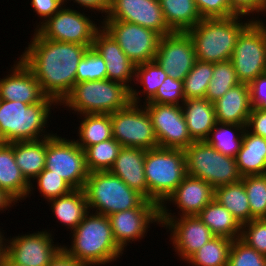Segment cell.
Listing matches in <instances>:
<instances>
[{
  "instance_id": "24",
  "label": "cell",
  "mask_w": 266,
  "mask_h": 266,
  "mask_svg": "<svg viewBox=\"0 0 266 266\" xmlns=\"http://www.w3.org/2000/svg\"><path fill=\"white\" fill-rule=\"evenodd\" d=\"M216 121L247 126L252 110L249 84L239 83L213 102Z\"/></svg>"
},
{
  "instance_id": "40",
  "label": "cell",
  "mask_w": 266,
  "mask_h": 266,
  "mask_svg": "<svg viewBox=\"0 0 266 266\" xmlns=\"http://www.w3.org/2000/svg\"><path fill=\"white\" fill-rule=\"evenodd\" d=\"M241 181L247 192L251 216L266 218V174L245 176Z\"/></svg>"
},
{
  "instance_id": "13",
  "label": "cell",
  "mask_w": 266,
  "mask_h": 266,
  "mask_svg": "<svg viewBox=\"0 0 266 266\" xmlns=\"http://www.w3.org/2000/svg\"><path fill=\"white\" fill-rule=\"evenodd\" d=\"M102 27L120 45L125 55L135 64L155 60L161 35L135 23L103 20Z\"/></svg>"
},
{
  "instance_id": "2",
  "label": "cell",
  "mask_w": 266,
  "mask_h": 266,
  "mask_svg": "<svg viewBox=\"0 0 266 266\" xmlns=\"http://www.w3.org/2000/svg\"><path fill=\"white\" fill-rule=\"evenodd\" d=\"M89 211L83 221L71 232L72 245L63 248L78 262L89 266L116 261L123 250L114 240L107 216Z\"/></svg>"
},
{
  "instance_id": "20",
  "label": "cell",
  "mask_w": 266,
  "mask_h": 266,
  "mask_svg": "<svg viewBox=\"0 0 266 266\" xmlns=\"http://www.w3.org/2000/svg\"><path fill=\"white\" fill-rule=\"evenodd\" d=\"M15 63L10 74L0 78V99L21 101L30 105L37 102H56L43 93L36 77L21 59Z\"/></svg>"
},
{
  "instance_id": "54",
  "label": "cell",
  "mask_w": 266,
  "mask_h": 266,
  "mask_svg": "<svg viewBox=\"0 0 266 266\" xmlns=\"http://www.w3.org/2000/svg\"><path fill=\"white\" fill-rule=\"evenodd\" d=\"M5 238L6 237H4V234H2V232L0 231V261L5 256V248H6V239Z\"/></svg>"
},
{
  "instance_id": "35",
  "label": "cell",
  "mask_w": 266,
  "mask_h": 266,
  "mask_svg": "<svg viewBox=\"0 0 266 266\" xmlns=\"http://www.w3.org/2000/svg\"><path fill=\"white\" fill-rule=\"evenodd\" d=\"M245 129L244 125L217 122L206 141L222 154L236 157Z\"/></svg>"
},
{
  "instance_id": "32",
  "label": "cell",
  "mask_w": 266,
  "mask_h": 266,
  "mask_svg": "<svg viewBox=\"0 0 266 266\" xmlns=\"http://www.w3.org/2000/svg\"><path fill=\"white\" fill-rule=\"evenodd\" d=\"M214 198L228 209L241 225L254 219L251 216L247 192L241 180L216 187Z\"/></svg>"
},
{
  "instance_id": "51",
  "label": "cell",
  "mask_w": 266,
  "mask_h": 266,
  "mask_svg": "<svg viewBox=\"0 0 266 266\" xmlns=\"http://www.w3.org/2000/svg\"><path fill=\"white\" fill-rule=\"evenodd\" d=\"M47 266H89L85 263L78 262L63 247L53 257Z\"/></svg>"
},
{
  "instance_id": "48",
  "label": "cell",
  "mask_w": 266,
  "mask_h": 266,
  "mask_svg": "<svg viewBox=\"0 0 266 266\" xmlns=\"http://www.w3.org/2000/svg\"><path fill=\"white\" fill-rule=\"evenodd\" d=\"M249 87L252 108L266 110V72L253 80Z\"/></svg>"
},
{
  "instance_id": "15",
  "label": "cell",
  "mask_w": 266,
  "mask_h": 266,
  "mask_svg": "<svg viewBox=\"0 0 266 266\" xmlns=\"http://www.w3.org/2000/svg\"><path fill=\"white\" fill-rule=\"evenodd\" d=\"M150 115L160 148H188L191 138L181 106L157 103H144Z\"/></svg>"
},
{
  "instance_id": "6",
  "label": "cell",
  "mask_w": 266,
  "mask_h": 266,
  "mask_svg": "<svg viewBox=\"0 0 266 266\" xmlns=\"http://www.w3.org/2000/svg\"><path fill=\"white\" fill-rule=\"evenodd\" d=\"M144 171L149 200L160 206L187 176L185 151L160 147L146 150Z\"/></svg>"
},
{
  "instance_id": "43",
  "label": "cell",
  "mask_w": 266,
  "mask_h": 266,
  "mask_svg": "<svg viewBox=\"0 0 266 266\" xmlns=\"http://www.w3.org/2000/svg\"><path fill=\"white\" fill-rule=\"evenodd\" d=\"M40 194L49 201L69 194L73 188L61 177L52 174L51 170L43 169L35 178Z\"/></svg>"
},
{
  "instance_id": "31",
  "label": "cell",
  "mask_w": 266,
  "mask_h": 266,
  "mask_svg": "<svg viewBox=\"0 0 266 266\" xmlns=\"http://www.w3.org/2000/svg\"><path fill=\"white\" fill-rule=\"evenodd\" d=\"M159 3L173 32H187L202 20L195 0H159Z\"/></svg>"
},
{
  "instance_id": "1",
  "label": "cell",
  "mask_w": 266,
  "mask_h": 266,
  "mask_svg": "<svg viewBox=\"0 0 266 266\" xmlns=\"http://www.w3.org/2000/svg\"><path fill=\"white\" fill-rule=\"evenodd\" d=\"M88 46L43 38L36 30L19 57L32 71L43 93L58 104L76 84L77 67Z\"/></svg>"
},
{
  "instance_id": "21",
  "label": "cell",
  "mask_w": 266,
  "mask_h": 266,
  "mask_svg": "<svg viewBox=\"0 0 266 266\" xmlns=\"http://www.w3.org/2000/svg\"><path fill=\"white\" fill-rule=\"evenodd\" d=\"M92 48L106 64L107 79L124 84L129 89L134 81L136 65L125 55L120 45L101 26L96 32Z\"/></svg>"
},
{
  "instance_id": "14",
  "label": "cell",
  "mask_w": 266,
  "mask_h": 266,
  "mask_svg": "<svg viewBox=\"0 0 266 266\" xmlns=\"http://www.w3.org/2000/svg\"><path fill=\"white\" fill-rule=\"evenodd\" d=\"M168 211L167 205H160V226L171 231L170 239L175 252L186 262L214 235L197 215L177 218Z\"/></svg>"
},
{
  "instance_id": "41",
  "label": "cell",
  "mask_w": 266,
  "mask_h": 266,
  "mask_svg": "<svg viewBox=\"0 0 266 266\" xmlns=\"http://www.w3.org/2000/svg\"><path fill=\"white\" fill-rule=\"evenodd\" d=\"M107 79L106 64L103 58L90 47L78 64L76 83Z\"/></svg>"
},
{
  "instance_id": "11",
  "label": "cell",
  "mask_w": 266,
  "mask_h": 266,
  "mask_svg": "<svg viewBox=\"0 0 266 266\" xmlns=\"http://www.w3.org/2000/svg\"><path fill=\"white\" fill-rule=\"evenodd\" d=\"M111 122L113 138L122 147L146 150L158 147L155 130L144 105L131 102L126 108L112 113Z\"/></svg>"
},
{
  "instance_id": "39",
  "label": "cell",
  "mask_w": 266,
  "mask_h": 266,
  "mask_svg": "<svg viewBox=\"0 0 266 266\" xmlns=\"http://www.w3.org/2000/svg\"><path fill=\"white\" fill-rule=\"evenodd\" d=\"M239 83L235 68L230 60L213 63V77L210 79L205 98L213 103Z\"/></svg>"
},
{
  "instance_id": "44",
  "label": "cell",
  "mask_w": 266,
  "mask_h": 266,
  "mask_svg": "<svg viewBox=\"0 0 266 266\" xmlns=\"http://www.w3.org/2000/svg\"><path fill=\"white\" fill-rule=\"evenodd\" d=\"M240 239L266 256V218L242 224Z\"/></svg>"
},
{
  "instance_id": "29",
  "label": "cell",
  "mask_w": 266,
  "mask_h": 266,
  "mask_svg": "<svg viewBox=\"0 0 266 266\" xmlns=\"http://www.w3.org/2000/svg\"><path fill=\"white\" fill-rule=\"evenodd\" d=\"M52 213L70 229L71 232L83 221L89 212L86 195L83 189H73L69 194L51 199Z\"/></svg>"
},
{
  "instance_id": "42",
  "label": "cell",
  "mask_w": 266,
  "mask_h": 266,
  "mask_svg": "<svg viewBox=\"0 0 266 266\" xmlns=\"http://www.w3.org/2000/svg\"><path fill=\"white\" fill-rule=\"evenodd\" d=\"M228 266H266V256L249 247L240 238L234 239L229 252Z\"/></svg>"
},
{
  "instance_id": "9",
  "label": "cell",
  "mask_w": 266,
  "mask_h": 266,
  "mask_svg": "<svg viewBox=\"0 0 266 266\" xmlns=\"http://www.w3.org/2000/svg\"><path fill=\"white\" fill-rule=\"evenodd\" d=\"M230 61L240 83L250 84L266 72V25L252 20L239 34Z\"/></svg>"
},
{
  "instance_id": "30",
  "label": "cell",
  "mask_w": 266,
  "mask_h": 266,
  "mask_svg": "<svg viewBox=\"0 0 266 266\" xmlns=\"http://www.w3.org/2000/svg\"><path fill=\"white\" fill-rule=\"evenodd\" d=\"M211 230L214 236L238 239L241 236L242 225L215 198L197 215Z\"/></svg>"
},
{
  "instance_id": "5",
  "label": "cell",
  "mask_w": 266,
  "mask_h": 266,
  "mask_svg": "<svg viewBox=\"0 0 266 266\" xmlns=\"http://www.w3.org/2000/svg\"><path fill=\"white\" fill-rule=\"evenodd\" d=\"M131 103L130 89L124 84L105 80L76 83L60 103L79 115L112 114Z\"/></svg>"
},
{
  "instance_id": "55",
  "label": "cell",
  "mask_w": 266,
  "mask_h": 266,
  "mask_svg": "<svg viewBox=\"0 0 266 266\" xmlns=\"http://www.w3.org/2000/svg\"><path fill=\"white\" fill-rule=\"evenodd\" d=\"M0 266H23L20 264H15L13 261H11L6 255L2 258L0 261Z\"/></svg>"
},
{
  "instance_id": "47",
  "label": "cell",
  "mask_w": 266,
  "mask_h": 266,
  "mask_svg": "<svg viewBox=\"0 0 266 266\" xmlns=\"http://www.w3.org/2000/svg\"><path fill=\"white\" fill-rule=\"evenodd\" d=\"M232 16H246L266 13V0H229ZM265 11V12H264ZM256 12V13H255Z\"/></svg>"
},
{
  "instance_id": "49",
  "label": "cell",
  "mask_w": 266,
  "mask_h": 266,
  "mask_svg": "<svg viewBox=\"0 0 266 266\" xmlns=\"http://www.w3.org/2000/svg\"><path fill=\"white\" fill-rule=\"evenodd\" d=\"M63 0H31V6L34 8V12L37 13L38 17L44 20L40 21L39 25L36 26L35 30L45 22L49 17H52L63 7Z\"/></svg>"
},
{
  "instance_id": "27",
  "label": "cell",
  "mask_w": 266,
  "mask_h": 266,
  "mask_svg": "<svg viewBox=\"0 0 266 266\" xmlns=\"http://www.w3.org/2000/svg\"><path fill=\"white\" fill-rule=\"evenodd\" d=\"M235 159L242 177L266 174V138L245 129L242 145Z\"/></svg>"
},
{
  "instance_id": "18",
  "label": "cell",
  "mask_w": 266,
  "mask_h": 266,
  "mask_svg": "<svg viewBox=\"0 0 266 266\" xmlns=\"http://www.w3.org/2000/svg\"><path fill=\"white\" fill-rule=\"evenodd\" d=\"M193 41L187 32L161 37L155 61L173 79L183 81L196 62Z\"/></svg>"
},
{
  "instance_id": "34",
  "label": "cell",
  "mask_w": 266,
  "mask_h": 266,
  "mask_svg": "<svg viewBox=\"0 0 266 266\" xmlns=\"http://www.w3.org/2000/svg\"><path fill=\"white\" fill-rule=\"evenodd\" d=\"M167 76L168 74L155 60L136 65L134 81H136V84L143 85L144 89L143 91H138L132 87L130 89L131 102L139 104L141 102L140 94L142 93L143 96L144 94L146 95L144 103H148L155 96Z\"/></svg>"
},
{
  "instance_id": "26",
  "label": "cell",
  "mask_w": 266,
  "mask_h": 266,
  "mask_svg": "<svg viewBox=\"0 0 266 266\" xmlns=\"http://www.w3.org/2000/svg\"><path fill=\"white\" fill-rule=\"evenodd\" d=\"M181 107L191 138L206 140L217 123L213 103L206 98L187 99Z\"/></svg>"
},
{
  "instance_id": "37",
  "label": "cell",
  "mask_w": 266,
  "mask_h": 266,
  "mask_svg": "<svg viewBox=\"0 0 266 266\" xmlns=\"http://www.w3.org/2000/svg\"><path fill=\"white\" fill-rule=\"evenodd\" d=\"M121 148L114 138L87 147L84 151L89 172L109 171Z\"/></svg>"
},
{
  "instance_id": "16",
  "label": "cell",
  "mask_w": 266,
  "mask_h": 266,
  "mask_svg": "<svg viewBox=\"0 0 266 266\" xmlns=\"http://www.w3.org/2000/svg\"><path fill=\"white\" fill-rule=\"evenodd\" d=\"M108 218L114 240L124 251V248L129 245L128 243L144 238L150 223L156 222L161 224L160 206L157 203L144 199L136 208L116 212L108 216Z\"/></svg>"
},
{
  "instance_id": "36",
  "label": "cell",
  "mask_w": 266,
  "mask_h": 266,
  "mask_svg": "<svg viewBox=\"0 0 266 266\" xmlns=\"http://www.w3.org/2000/svg\"><path fill=\"white\" fill-rule=\"evenodd\" d=\"M232 239L214 236L186 262L192 266H228Z\"/></svg>"
},
{
  "instance_id": "12",
  "label": "cell",
  "mask_w": 266,
  "mask_h": 266,
  "mask_svg": "<svg viewBox=\"0 0 266 266\" xmlns=\"http://www.w3.org/2000/svg\"><path fill=\"white\" fill-rule=\"evenodd\" d=\"M89 17L85 13L63 6L36 31L48 40L81 44L90 48L101 26L98 27Z\"/></svg>"
},
{
  "instance_id": "19",
  "label": "cell",
  "mask_w": 266,
  "mask_h": 266,
  "mask_svg": "<svg viewBox=\"0 0 266 266\" xmlns=\"http://www.w3.org/2000/svg\"><path fill=\"white\" fill-rule=\"evenodd\" d=\"M103 20L135 23L159 33L171 34L159 0H110L109 10Z\"/></svg>"
},
{
  "instance_id": "7",
  "label": "cell",
  "mask_w": 266,
  "mask_h": 266,
  "mask_svg": "<svg viewBox=\"0 0 266 266\" xmlns=\"http://www.w3.org/2000/svg\"><path fill=\"white\" fill-rule=\"evenodd\" d=\"M83 190L88 210L107 217L136 208L145 199L110 171L91 172Z\"/></svg>"
},
{
  "instance_id": "8",
  "label": "cell",
  "mask_w": 266,
  "mask_h": 266,
  "mask_svg": "<svg viewBox=\"0 0 266 266\" xmlns=\"http://www.w3.org/2000/svg\"><path fill=\"white\" fill-rule=\"evenodd\" d=\"M184 151L189 176L202 179L214 188L242 179L235 157L222 154L206 140L194 141Z\"/></svg>"
},
{
  "instance_id": "28",
  "label": "cell",
  "mask_w": 266,
  "mask_h": 266,
  "mask_svg": "<svg viewBox=\"0 0 266 266\" xmlns=\"http://www.w3.org/2000/svg\"><path fill=\"white\" fill-rule=\"evenodd\" d=\"M15 162L24 177L31 183L30 192L33 191L34 178L45 168L46 138L35 141L14 142Z\"/></svg>"
},
{
  "instance_id": "52",
  "label": "cell",
  "mask_w": 266,
  "mask_h": 266,
  "mask_svg": "<svg viewBox=\"0 0 266 266\" xmlns=\"http://www.w3.org/2000/svg\"><path fill=\"white\" fill-rule=\"evenodd\" d=\"M72 1L78 4L80 7L83 6L85 8L91 9V11L93 9V12L94 10H96L105 15H107L110 5V0H72ZM65 2H67V0L64 1V6Z\"/></svg>"
},
{
  "instance_id": "17",
  "label": "cell",
  "mask_w": 266,
  "mask_h": 266,
  "mask_svg": "<svg viewBox=\"0 0 266 266\" xmlns=\"http://www.w3.org/2000/svg\"><path fill=\"white\" fill-rule=\"evenodd\" d=\"M49 231H38L6 239L5 255L15 264L23 266H47L62 245L53 242Z\"/></svg>"
},
{
  "instance_id": "25",
  "label": "cell",
  "mask_w": 266,
  "mask_h": 266,
  "mask_svg": "<svg viewBox=\"0 0 266 266\" xmlns=\"http://www.w3.org/2000/svg\"><path fill=\"white\" fill-rule=\"evenodd\" d=\"M30 186L15 162L14 142H0V189L18 203L29 196Z\"/></svg>"
},
{
  "instance_id": "10",
  "label": "cell",
  "mask_w": 266,
  "mask_h": 266,
  "mask_svg": "<svg viewBox=\"0 0 266 266\" xmlns=\"http://www.w3.org/2000/svg\"><path fill=\"white\" fill-rule=\"evenodd\" d=\"M55 134L46 137L45 169L61 176L73 189H83L90 174L85 151L75 140Z\"/></svg>"
},
{
  "instance_id": "50",
  "label": "cell",
  "mask_w": 266,
  "mask_h": 266,
  "mask_svg": "<svg viewBox=\"0 0 266 266\" xmlns=\"http://www.w3.org/2000/svg\"><path fill=\"white\" fill-rule=\"evenodd\" d=\"M246 129L254 135L266 138V110L252 108Z\"/></svg>"
},
{
  "instance_id": "22",
  "label": "cell",
  "mask_w": 266,
  "mask_h": 266,
  "mask_svg": "<svg viewBox=\"0 0 266 266\" xmlns=\"http://www.w3.org/2000/svg\"><path fill=\"white\" fill-rule=\"evenodd\" d=\"M214 196L215 188L211 184L187 175L161 205L172 202L182 212L179 216H193L198 215Z\"/></svg>"
},
{
  "instance_id": "53",
  "label": "cell",
  "mask_w": 266,
  "mask_h": 266,
  "mask_svg": "<svg viewBox=\"0 0 266 266\" xmlns=\"http://www.w3.org/2000/svg\"><path fill=\"white\" fill-rule=\"evenodd\" d=\"M15 203L16 201L11 196H9L4 190L0 189V211H5L15 205Z\"/></svg>"
},
{
  "instance_id": "46",
  "label": "cell",
  "mask_w": 266,
  "mask_h": 266,
  "mask_svg": "<svg viewBox=\"0 0 266 266\" xmlns=\"http://www.w3.org/2000/svg\"><path fill=\"white\" fill-rule=\"evenodd\" d=\"M195 4L202 19L232 16L229 0H195Z\"/></svg>"
},
{
  "instance_id": "4",
  "label": "cell",
  "mask_w": 266,
  "mask_h": 266,
  "mask_svg": "<svg viewBox=\"0 0 266 266\" xmlns=\"http://www.w3.org/2000/svg\"><path fill=\"white\" fill-rule=\"evenodd\" d=\"M52 105L56 107L58 103L37 102L30 105L0 99V142L35 141L52 136L45 131Z\"/></svg>"
},
{
  "instance_id": "33",
  "label": "cell",
  "mask_w": 266,
  "mask_h": 266,
  "mask_svg": "<svg viewBox=\"0 0 266 266\" xmlns=\"http://www.w3.org/2000/svg\"><path fill=\"white\" fill-rule=\"evenodd\" d=\"M78 127L79 139L75 140L83 150L91 145L113 138L111 114H83Z\"/></svg>"
},
{
  "instance_id": "23",
  "label": "cell",
  "mask_w": 266,
  "mask_h": 266,
  "mask_svg": "<svg viewBox=\"0 0 266 266\" xmlns=\"http://www.w3.org/2000/svg\"><path fill=\"white\" fill-rule=\"evenodd\" d=\"M146 149L122 147L114 165L109 170L122 179L131 189L149 200V192L144 171Z\"/></svg>"
},
{
  "instance_id": "38",
  "label": "cell",
  "mask_w": 266,
  "mask_h": 266,
  "mask_svg": "<svg viewBox=\"0 0 266 266\" xmlns=\"http://www.w3.org/2000/svg\"><path fill=\"white\" fill-rule=\"evenodd\" d=\"M212 77L213 63L197 59L193 68L183 80L185 100L205 98Z\"/></svg>"
},
{
  "instance_id": "45",
  "label": "cell",
  "mask_w": 266,
  "mask_h": 266,
  "mask_svg": "<svg viewBox=\"0 0 266 266\" xmlns=\"http://www.w3.org/2000/svg\"><path fill=\"white\" fill-rule=\"evenodd\" d=\"M184 101L183 81L167 76L148 103L181 106Z\"/></svg>"
},
{
  "instance_id": "3",
  "label": "cell",
  "mask_w": 266,
  "mask_h": 266,
  "mask_svg": "<svg viewBox=\"0 0 266 266\" xmlns=\"http://www.w3.org/2000/svg\"><path fill=\"white\" fill-rule=\"evenodd\" d=\"M243 16L235 15L227 18L202 19L187 33L191 37L196 59L218 63L229 61L237 38L241 31L252 21L260 20L252 17L242 22Z\"/></svg>"
}]
</instances>
